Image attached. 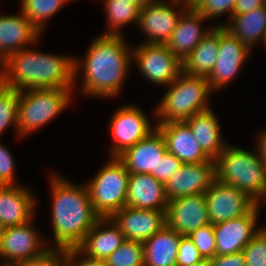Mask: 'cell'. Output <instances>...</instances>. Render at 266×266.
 I'll return each instance as SVG.
<instances>
[{"label": "cell", "instance_id": "30bf717a", "mask_svg": "<svg viewBox=\"0 0 266 266\" xmlns=\"http://www.w3.org/2000/svg\"><path fill=\"white\" fill-rule=\"evenodd\" d=\"M140 44L132 49L140 73L155 85H170L182 72V62L166 44Z\"/></svg>", "mask_w": 266, "mask_h": 266}, {"label": "cell", "instance_id": "44dd1931", "mask_svg": "<svg viewBox=\"0 0 266 266\" xmlns=\"http://www.w3.org/2000/svg\"><path fill=\"white\" fill-rule=\"evenodd\" d=\"M35 201L33 192L27 186H0V223L7 228L34 219Z\"/></svg>", "mask_w": 266, "mask_h": 266}, {"label": "cell", "instance_id": "9c48e42d", "mask_svg": "<svg viewBox=\"0 0 266 266\" xmlns=\"http://www.w3.org/2000/svg\"><path fill=\"white\" fill-rule=\"evenodd\" d=\"M187 9L180 0H156L141 8L137 27L147 36L144 44H166Z\"/></svg>", "mask_w": 266, "mask_h": 266}, {"label": "cell", "instance_id": "52a82bcc", "mask_svg": "<svg viewBox=\"0 0 266 266\" xmlns=\"http://www.w3.org/2000/svg\"><path fill=\"white\" fill-rule=\"evenodd\" d=\"M129 176L118 157H109L107 163L85 184L93 209L101 218H110L126 206Z\"/></svg>", "mask_w": 266, "mask_h": 266}, {"label": "cell", "instance_id": "816d5d0a", "mask_svg": "<svg viewBox=\"0 0 266 266\" xmlns=\"http://www.w3.org/2000/svg\"><path fill=\"white\" fill-rule=\"evenodd\" d=\"M261 41H263V43H265L264 46L266 47V34L263 36V38L261 39Z\"/></svg>", "mask_w": 266, "mask_h": 266}, {"label": "cell", "instance_id": "f35d334b", "mask_svg": "<svg viewBox=\"0 0 266 266\" xmlns=\"http://www.w3.org/2000/svg\"><path fill=\"white\" fill-rule=\"evenodd\" d=\"M183 163L169 152L160 159L158 165V181L166 184L170 177L181 167Z\"/></svg>", "mask_w": 266, "mask_h": 266}, {"label": "cell", "instance_id": "f5cc1de1", "mask_svg": "<svg viewBox=\"0 0 266 266\" xmlns=\"http://www.w3.org/2000/svg\"><path fill=\"white\" fill-rule=\"evenodd\" d=\"M3 83H2V80H1V77H0V89L3 87Z\"/></svg>", "mask_w": 266, "mask_h": 266}, {"label": "cell", "instance_id": "d6a6232c", "mask_svg": "<svg viewBox=\"0 0 266 266\" xmlns=\"http://www.w3.org/2000/svg\"><path fill=\"white\" fill-rule=\"evenodd\" d=\"M188 237L193 241L203 259L216 256V243L213 224H207L194 230Z\"/></svg>", "mask_w": 266, "mask_h": 266}, {"label": "cell", "instance_id": "83f0119b", "mask_svg": "<svg viewBox=\"0 0 266 266\" xmlns=\"http://www.w3.org/2000/svg\"><path fill=\"white\" fill-rule=\"evenodd\" d=\"M220 45V26H214L182 62L188 75L208 78L216 63Z\"/></svg>", "mask_w": 266, "mask_h": 266}, {"label": "cell", "instance_id": "d590c367", "mask_svg": "<svg viewBox=\"0 0 266 266\" xmlns=\"http://www.w3.org/2000/svg\"><path fill=\"white\" fill-rule=\"evenodd\" d=\"M15 160L10 150L0 143V186L18 185L15 180Z\"/></svg>", "mask_w": 266, "mask_h": 266}, {"label": "cell", "instance_id": "60d3db41", "mask_svg": "<svg viewBox=\"0 0 266 266\" xmlns=\"http://www.w3.org/2000/svg\"><path fill=\"white\" fill-rule=\"evenodd\" d=\"M210 262L211 266H246L243 252L216 255L214 258L210 259Z\"/></svg>", "mask_w": 266, "mask_h": 266}, {"label": "cell", "instance_id": "4dcf8cb0", "mask_svg": "<svg viewBox=\"0 0 266 266\" xmlns=\"http://www.w3.org/2000/svg\"><path fill=\"white\" fill-rule=\"evenodd\" d=\"M20 91L3 86L0 89V136L12 126L18 136V104Z\"/></svg>", "mask_w": 266, "mask_h": 266}, {"label": "cell", "instance_id": "f907efd6", "mask_svg": "<svg viewBox=\"0 0 266 266\" xmlns=\"http://www.w3.org/2000/svg\"><path fill=\"white\" fill-rule=\"evenodd\" d=\"M259 230L264 234V236L266 237V226L262 225L261 227L259 226Z\"/></svg>", "mask_w": 266, "mask_h": 266}, {"label": "cell", "instance_id": "7dc6e473", "mask_svg": "<svg viewBox=\"0 0 266 266\" xmlns=\"http://www.w3.org/2000/svg\"><path fill=\"white\" fill-rule=\"evenodd\" d=\"M262 203H264V206H265V204H266V189H265L263 196L261 197V199L257 203V206L259 209L261 208Z\"/></svg>", "mask_w": 266, "mask_h": 266}, {"label": "cell", "instance_id": "603a6c76", "mask_svg": "<svg viewBox=\"0 0 266 266\" xmlns=\"http://www.w3.org/2000/svg\"><path fill=\"white\" fill-rule=\"evenodd\" d=\"M165 184L151 174H130L126 206L135 209L166 211Z\"/></svg>", "mask_w": 266, "mask_h": 266}, {"label": "cell", "instance_id": "7402d4cb", "mask_svg": "<svg viewBox=\"0 0 266 266\" xmlns=\"http://www.w3.org/2000/svg\"><path fill=\"white\" fill-rule=\"evenodd\" d=\"M205 21L207 22V19L195 9H187L180 17L166 45L181 62L214 27L208 26L204 29L202 23Z\"/></svg>", "mask_w": 266, "mask_h": 266}, {"label": "cell", "instance_id": "484cf974", "mask_svg": "<svg viewBox=\"0 0 266 266\" xmlns=\"http://www.w3.org/2000/svg\"><path fill=\"white\" fill-rule=\"evenodd\" d=\"M182 235L166 225L143 242L144 266H176Z\"/></svg>", "mask_w": 266, "mask_h": 266}, {"label": "cell", "instance_id": "5b68a950", "mask_svg": "<svg viewBox=\"0 0 266 266\" xmlns=\"http://www.w3.org/2000/svg\"><path fill=\"white\" fill-rule=\"evenodd\" d=\"M166 87H169L167 92L152 113L155 116L154 119L156 118V124L185 121L211 108L208 98L213 92L205 77L188 75L182 71Z\"/></svg>", "mask_w": 266, "mask_h": 266}, {"label": "cell", "instance_id": "f6af8a7d", "mask_svg": "<svg viewBox=\"0 0 266 266\" xmlns=\"http://www.w3.org/2000/svg\"><path fill=\"white\" fill-rule=\"evenodd\" d=\"M130 1H132L138 7L144 8L145 6H147L148 4H150L156 0H130Z\"/></svg>", "mask_w": 266, "mask_h": 266}, {"label": "cell", "instance_id": "1f68e13d", "mask_svg": "<svg viewBox=\"0 0 266 266\" xmlns=\"http://www.w3.org/2000/svg\"><path fill=\"white\" fill-rule=\"evenodd\" d=\"M105 262L106 266H144L143 242L125 240Z\"/></svg>", "mask_w": 266, "mask_h": 266}, {"label": "cell", "instance_id": "ba28073f", "mask_svg": "<svg viewBox=\"0 0 266 266\" xmlns=\"http://www.w3.org/2000/svg\"><path fill=\"white\" fill-rule=\"evenodd\" d=\"M149 120L143 110L133 104L118 108L108 123L114 142L109 150L110 157H118L154 131L156 124L153 127Z\"/></svg>", "mask_w": 266, "mask_h": 266}, {"label": "cell", "instance_id": "2e32d148", "mask_svg": "<svg viewBox=\"0 0 266 266\" xmlns=\"http://www.w3.org/2000/svg\"><path fill=\"white\" fill-rule=\"evenodd\" d=\"M215 180V160L182 164L165 184L167 200L205 194Z\"/></svg>", "mask_w": 266, "mask_h": 266}, {"label": "cell", "instance_id": "e575fe53", "mask_svg": "<svg viewBox=\"0 0 266 266\" xmlns=\"http://www.w3.org/2000/svg\"><path fill=\"white\" fill-rule=\"evenodd\" d=\"M237 0H202L195 10L207 20L218 18L226 13L231 18Z\"/></svg>", "mask_w": 266, "mask_h": 266}, {"label": "cell", "instance_id": "f546056e", "mask_svg": "<svg viewBox=\"0 0 266 266\" xmlns=\"http://www.w3.org/2000/svg\"><path fill=\"white\" fill-rule=\"evenodd\" d=\"M69 1L71 0H21V12L40 33H44L47 19L56 15Z\"/></svg>", "mask_w": 266, "mask_h": 266}, {"label": "cell", "instance_id": "277c9868", "mask_svg": "<svg viewBox=\"0 0 266 266\" xmlns=\"http://www.w3.org/2000/svg\"><path fill=\"white\" fill-rule=\"evenodd\" d=\"M216 180L246 193L256 203L266 189V165L256 151L227 144L215 159Z\"/></svg>", "mask_w": 266, "mask_h": 266}, {"label": "cell", "instance_id": "ab89813d", "mask_svg": "<svg viewBox=\"0 0 266 266\" xmlns=\"http://www.w3.org/2000/svg\"><path fill=\"white\" fill-rule=\"evenodd\" d=\"M65 259L67 266H106L105 260L88 257L78 248L65 250Z\"/></svg>", "mask_w": 266, "mask_h": 266}, {"label": "cell", "instance_id": "8d00e7d4", "mask_svg": "<svg viewBox=\"0 0 266 266\" xmlns=\"http://www.w3.org/2000/svg\"><path fill=\"white\" fill-rule=\"evenodd\" d=\"M203 260L193 241L182 236L179 242L176 266H190Z\"/></svg>", "mask_w": 266, "mask_h": 266}, {"label": "cell", "instance_id": "b9f144b4", "mask_svg": "<svg viewBox=\"0 0 266 266\" xmlns=\"http://www.w3.org/2000/svg\"><path fill=\"white\" fill-rule=\"evenodd\" d=\"M265 3L262 0H237L233 9V15H240L255 10Z\"/></svg>", "mask_w": 266, "mask_h": 266}, {"label": "cell", "instance_id": "8992f818", "mask_svg": "<svg viewBox=\"0 0 266 266\" xmlns=\"http://www.w3.org/2000/svg\"><path fill=\"white\" fill-rule=\"evenodd\" d=\"M72 88H43L20 91L18 104V138L47 125L73 100ZM39 128V129H38Z\"/></svg>", "mask_w": 266, "mask_h": 266}, {"label": "cell", "instance_id": "4fadbf2b", "mask_svg": "<svg viewBox=\"0 0 266 266\" xmlns=\"http://www.w3.org/2000/svg\"><path fill=\"white\" fill-rule=\"evenodd\" d=\"M32 221L34 220L31 219L24 224L5 229L0 247V258L17 264L39 258L50 250L49 243H45L42 235L40 236L33 227Z\"/></svg>", "mask_w": 266, "mask_h": 266}, {"label": "cell", "instance_id": "ffe728a7", "mask_svg": "<svg viewBox=\"0 0 266 266\" xmlns=\"http://www.w3.org/2000/svg\"><path fill=\"white\" fill-rule=\"evenodd\" d=\"M156 128L164 137L167 152L174 155L183 164L214 161L203 152L185 121L156 124Z\"/></svg>", "mask_w": 266, "mask_h": 266}, {"label": "cell", "instance_id": "bcb514c9", "mask_svg": "<svg viewBox=\"0 0 266 266\" xmlns=\"http://www.w3.org/2000/svg\"><path fill=\"white\" fill-rule=\"evenodd\" d=\"M190 266H211L210 259H203L200 262L190 265Z\"/></svg>", "mask_w": 266, "mask_h": 266}, {"label": "cell", "instance_id": "9a60e30c", "mask_svg": "<svg viewBox=\"0 0 266 266\" xmlns=\"http://www.w3.org/2000/svg\"><path fill=\"white\" fill-rule=\"evenodd\" d=\"M259 208L256 205L249 213L240 217L213 224L216 255L234 254L243 251V248L250 242L259 231L257 222Z\"/></svg>", "mask_w": 266, "mask_h": 266}, {"label": "cell", "instance_id": "7c38bea8", "mask_svg": "<svg viewBox=\"0 0 266 266\" xmlns=\"http://www.w3.org/2000/svg\"><path fill=\"white\" fill-rule=\"evenodd\" d=\"M205 199L211 224L245 215L257 205L246 193L217 180L205 192Z\"/></svg>", "mask_w": 266, "mask_h": 266}, {"label": "cell", "instance_id": "8fae6325", "mask_svg": "<svg viewBox=\"0 0 266 266\" xmlns=\"http://www.w3.org/2000/svg\"><path fill=\"white\" fill-rule=\"evenodd\" d=\"M251 50L223 26H220V45L216 63L207 78L212 92L222 90L235 79L249 58Z\"/></svg>", "mask_w": 266, "mask_h": 266}, {"label": "cell", "instance_id": "5bb4252c", "mask_svg": "<svg viewBox=\"0 0 266 266\" xmlns=\"http://www.w3.org/2000/svg\"><path fill=\"white\" fill-rule=\"evenodd\" d=\"M166 226L182 236L190 235L199 227L210 224L205 194L183 196L168 202Z\"/></svg>", "mask_w": 266, "mask_h": 266}, {"label": "cell", "instance_id": "681fc988", "mask_svg": "<svg viewBox=\"0 0 266 266\" xmlns=\"http://www.w3.org/2000/svg\"><path fill=\"white\" fill-rule=\"evenodd\" d=\"M3 260L5 261H3V263L1 264L0 263V266H15V264L12 262V261H10V260H5V258H3Z\"/></svg>", "mask_w": 266, "mask_h": 266}, {"label": "cell", "instance_id": "cb8c5ba5", "mask_svg": "<svg viewBox=\"0 0 266 266\" xmlns=\"http://www.w3.org/2000/svg\"><path fill=\"white\" fill-rule=\"evenodd\" d=\"M125 240L111 218H100L77 248L88 257L106 260Z\"/></svg>", "mask_w": 266, "mask_h": 266}, {"label": "cell", "instance_id": "c3c4849f", "mask_svg": "<svg viewBox=\"0 0 266 266\" xmlns=\"http://www.w3.org/2000/svg\"><path fill=\"white\" fill-rule=\"evenodd\" d=\"M5 229L6 228L0 223V247H1L2 238L4 236Z\"/></svg>", "mask_w": 266, "mask_h": 266}, {"label": "cell", "instance_id": "ee69618b", "mask_svg": "<svg viewBox=\"0 0 266 266\" xmlns=\"http://www.w3.org/2000/svg\"><path fill=\"white\" fill-rule=\"evenodd\" d=\"M182 2L188 9H195L202 0H182Z\"/></svg>", "mask_w": 266, "mask_h": 266}, {"label": "cell", "instance_id": "7bdbcfd3", "mask_svg": "<svg viewBox=\"0 0 266 266\" xmlns=\"http://www.w3.org/2000/svg\"><path fill=\"white\" fill-rule=\"evenodd\" d=\"M256 142L257 152L266 165V128L257 134Z\"/></svg>", "mask_w": 266, "mask_h": 266}, {"label": "cell", "instance_id": "3957f363", "mask_svg": "<svg viewBox=\"0 0 266 266\" xmlns=\"http://www.w3.org/2000/svg\"><path fill=\"white\" fill-rule=\"evenodd\" d=\"M26 47L1 64L4 86L19 91L43 88H72L75 92V57L43 53Z\"/></svg>", "mask_w": 266, "mask_h": 266}, {"label": "cell", "instance_id": "d4e9b609", "mask_svg": "<svg viewBox=\"0 0 266 266\" xmlns=\"http://www.w3.org/2000/svg\"><path fill=\"white\" fill-rule=\"evenodd\" d=\"M185 122L192 130L203 152L210 159L215 160L228 144L221 136V126L215 112L210 108L191 116Z\"/></svg>", "mask_w": 266, "mask_h": 266}, {"label": "cell", "instance_id": "836d02e7", "mask_svg": "<svg viewBox=\"0 0 266 266\" xmlns=\"http://www.w3.org/2000/svg\"><path fill=\"white\" fill-rule=\"evenodd\" d=\"M246 266H266V237L259 230L243 248Z\"/></svg>", "mask_w": 266, "mask_h": 266}, {"label": "cell", "instance_id": "d6986e66", "mask_svg": "<svg viewBox=\"0 0 266 266\" xmlns=\"http://www.w3.org/2000/svg\"><path fill=\"white\" fill-rule=\"evenodd\" d=\"M0 15V64L10 55L40 42L42 33L22 13Z\"/></svg>", "mask_w": 266, "mask_h": 266}, {"label": "cell", "instance_id": "4316f807", "mask_svg": "<svg viewBox=\"0 0 266 266\" xmlns=\"http://www.w3.org/2000/svg\"><path fill=\"white\" fill-rule=\"evenodd\" d=\"M228 21L229 23H220L216 26H223L252 50L266 34V4L245 14L232 15Z\"/></svg>", "mask_w": 266, "mask_h": 266}, {"label": "cell", "instance_id": "6da1fadb", "mask_svg": "<svg viewBox=\"0 0 266 266\" xmlns=\"http://www.w3.org/2000/svg\"><path fill=\"white\" fill-rule=\"evenodd\" d=\"M122 35L103 33L88 46L85 59L75 57V80L83 72L81 93L84 96L114 98L119 95L132 59V49ZM131 49V50H130ZM77 58V59H76ZM84 61V62H83Z\"/></svg>", "mask_w": 266, "mask_h": 266}, {"label": "cell", "instance_id": "e0dca14e", "mask_svg": "<svg viewBox=\"0 0 266 266\" xmlns=\"http://www.w3.org/2000/svg\"><path fill=\"white\" fill-rule=\"evenodd\" d=\"M167 152L162 133L156 128L147 137L126 149L118 158L130 174H151L158 180V165Z\"/></svg>", "mask_w": 266, "mask_h": 266}, {"label": "cell", "instance_id": "7a4b0ae2", "mask_svg": "<svg viewBox=\"0 0 266 266\" xmlns=\"http://www.w3.org/2000/svg\"><path fill=\"white\" fill-rule=\"evenodd\" d=\"M53 243L50 249L77 248L101 218L93 209L87 186L51 174Z\"/></svg>", "mask_w": 266, "mask_h": 266}, {"label": "cell", "instance_id": "ac0fdd59", "mask_svg": "<svg viewBox=\"0 0 266 266\" xmlns=\"http://www.w3.org/2000/svg\"><path fill=\"white\" fill-rule=\"evenodd\" d=\"M126 240L144 242L165 225V211L123 207L110 217Z\"/></svg>", "mask_w": 266, "mask_h": 266}, {"label": "cell", "instance_id": "74e56055", "mask_svg": "<svg viewBox=\"0 0 266 266\" xmlns=\"http://www.w3.org/2000/svg\"><path fill=\"white\" fill-rule=\"evenodd\" d=\"M15 266H67L65 250L50 249L39 258L20 262Z\"/></svg>", "mask_w": 266, "mask_h": 266}, {"label": "cell", "instance_id": "f1b7e54d", "mask_svg": "<svg viewBox=\"0 0 266 266\" xmlns=\"http://www.w3.org/2000/svg\"><path fill=\"white\" fill-rule=\"evenodd\" d=\"M104 11L107 17V32L104 35H123L121 30L126 24L138 23L140 7L130 0H104Z\"/></svg>", "mask_w": 266, "mask_h": 266}]
</instances>
